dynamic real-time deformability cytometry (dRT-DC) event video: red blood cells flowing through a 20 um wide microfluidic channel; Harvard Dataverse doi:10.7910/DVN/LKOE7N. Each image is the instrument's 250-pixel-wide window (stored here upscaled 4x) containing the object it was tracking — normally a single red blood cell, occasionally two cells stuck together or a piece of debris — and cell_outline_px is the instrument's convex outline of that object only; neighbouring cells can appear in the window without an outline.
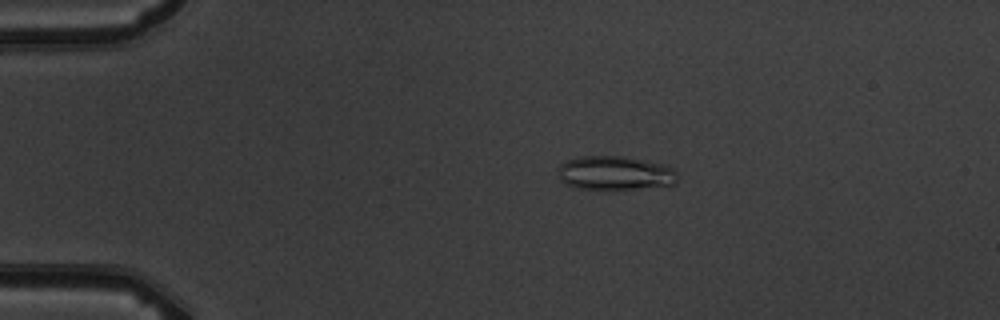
{"species": "common noctule bat (a hibernating species)", "species_latin": "Nyctalus noctula", "temperature_condition": "warm", "stored_images_in_passage": 4, "camera_frame_rate_fps": 3000, "um_per_image_px": 0.085, "animal": {"sex": "male", "body_mass_g": 19.5, "forearm_length_mm": 54.6}, "frame": {"image": 1, "passage_image": 2, "time_ms": 2.0, "image_size_px": [1000, 320], "cell_outline_px": [[680, 180], [676, 184], [668, 188], [576, 188], [560, 180], [560, 164], [568, 160], [580, 156], [624, 156], [664, 164], [672, 168], [676, 172]], "centroid_in_image_um": [52.41, 14.71], "position_along_channel_um": 32.6, "area_um2": 23.76}}
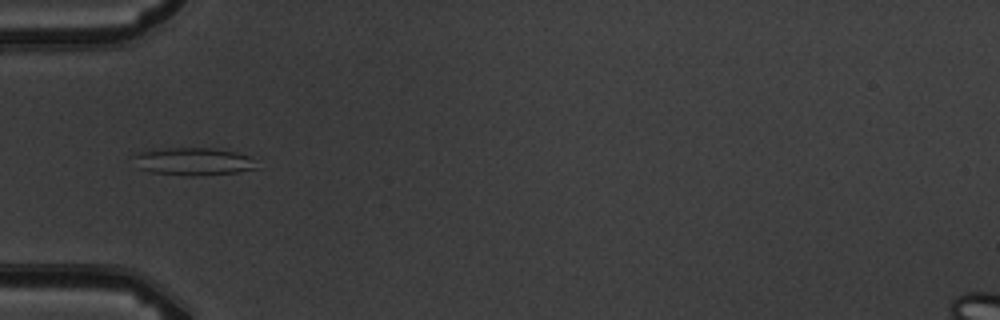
{"frame": {"image": 2, "passage_image": 4, "time_ms": 4.333, "image_size_px": [1000, 320], "cell_outline_px": [[256, 168], [236, 172], [192, 176], [184, 176], [152, 172], [140, 168], [132, 156], [140, 152], [164, 148], [212, 148], [236, 152], [248, 156]], "centroid_in_image_um": [16.38, 13.72], "position_along_channel_um": 68.6, "area_um2": 19.42}}